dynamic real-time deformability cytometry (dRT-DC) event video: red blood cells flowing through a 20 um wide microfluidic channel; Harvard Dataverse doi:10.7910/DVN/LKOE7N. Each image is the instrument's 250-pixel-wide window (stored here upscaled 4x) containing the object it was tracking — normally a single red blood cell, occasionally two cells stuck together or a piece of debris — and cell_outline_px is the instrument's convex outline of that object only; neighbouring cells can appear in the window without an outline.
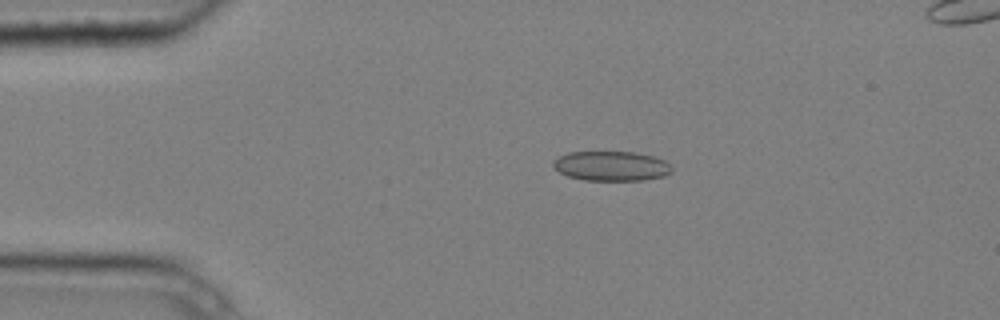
{"species": "common noctule bat (a hibernating species)", "species_latin": "Nyctalus noctula", "temperature_condition": "cold", "stored_images_in_passage": 5, "camera_frame_rate_fps": 3000, "um_per_image_px": 0.085, "animal": {"sex": "male", "body_mass_g": 20.4}, "frame": {"image": 1, "passage_image": 3, "time_ms": 0.667, "image_size_px": [1000, 320], "cell_outline_px": [[672, 172], [664, 176], [644, 180], [584, 180], [568, 176], [560, 172], [552, 164], [552, 160], [568, 152], [636, 152], [652, 156], [664, 160], [672, 168]], "centroid_in_image_um": [51.96, 14.11], "position_along_channel_um": 33.0, "area_um2": 20.46}}